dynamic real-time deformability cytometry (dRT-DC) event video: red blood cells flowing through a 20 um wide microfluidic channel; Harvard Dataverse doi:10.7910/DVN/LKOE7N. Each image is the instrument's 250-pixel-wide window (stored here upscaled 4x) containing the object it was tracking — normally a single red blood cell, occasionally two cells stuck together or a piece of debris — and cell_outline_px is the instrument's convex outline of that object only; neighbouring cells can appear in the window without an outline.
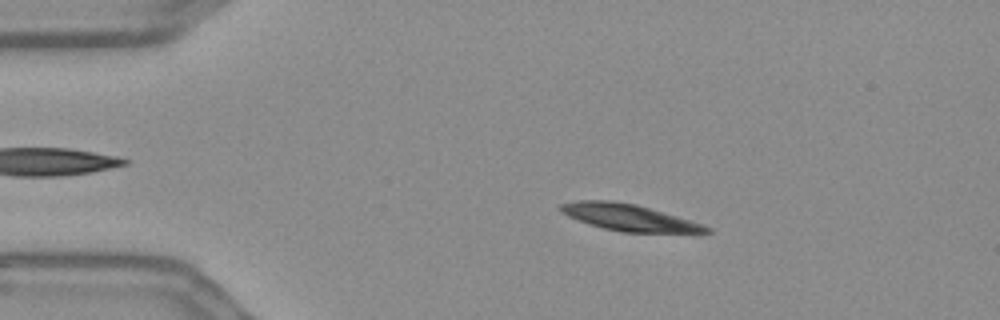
{"species": "Egyptian fruit bat (a non-hibernating species)", "species_latin": "Rousettus aegyptiacus", "temperature_condition": "warm", "stored_images_in_passage": 54, "camera_frame_rate_fps": 3000, "um_per_image_px": 0.085, "frame": {"image": 1, "passage_image": 9, "time_ms": 2.667, "image_size_px": [1000, 320], "cell_outline_px": [[712, 232], [620, 232], [588, 224], [568, 216], [560, 212], [556, 208], [560, 204], [576, 200], [612, 200], [636, 204], [704, 224], [712, 228]], "centroid_in_image_um": [53.4, 18.47], "position_along_channel_um": 31.6, "area_um2": 22.6}}
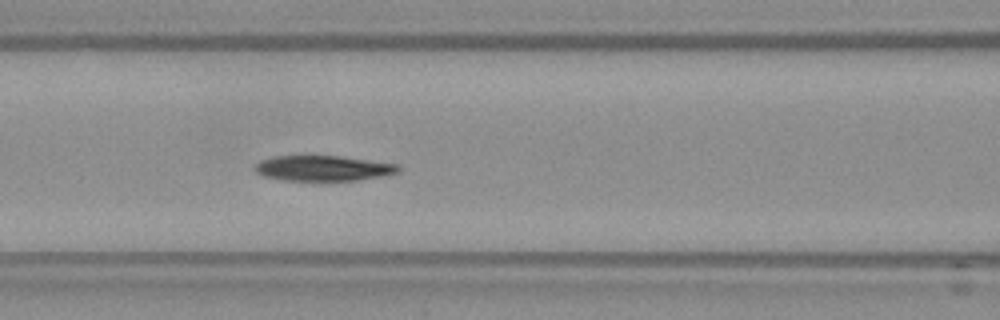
{"frame": {"image": 2, "passage_image": 22, "time_ms": 7.0, "image_size_px": [1000, 320], "cell_outline_px": [[400, 172], [384, 176], [360, 180], [284, 180], [264, 176], [256, 172], [252, 168], [260, 160], [272, 156], [304, 152], [340, 156], [400, 164]], "centroid_in_image_um": [27.43, 14.24], "position_along_channel_um": 139.2, "area_um2": 22.31}}
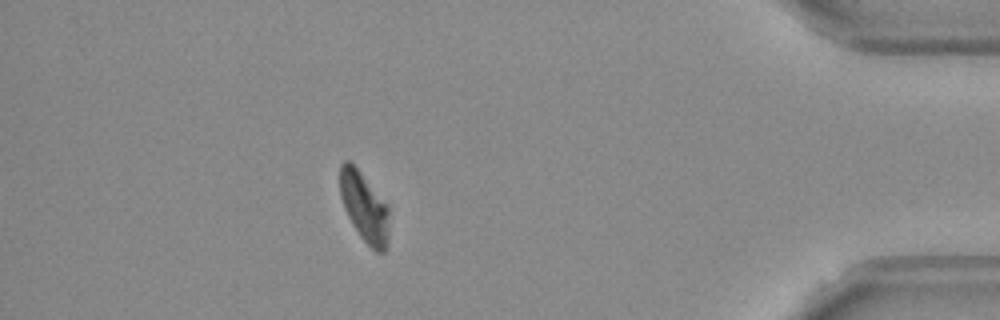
{"frame": {"image": 3, "passage_image": 48, "time_ms": 15.667, "image_size_px": [1000, 320], "cell_outline_px": [[388, 240], [384, 252], [376, 252], [360, 236], [352, 224], [344, 208], [340, 196], [340, 164], [344, 160], [348, 160], [360, 172], [388, 204]], "centroid_in_image_um": [30.96, 17.6], "position_along_channel_um": 404.2, "area_um2": 19.77}, "authors_computed_cell_mechanics": {"area_um2": 22.3108, "velocity_mm_per_s": 3.6084, "shape_relaxation_time_tau1_ms": 5.2022, "shape_relaxation_time_tau2_ms": null, "deformation_change_tau1": 0.156, "deformation_change_tau2": null}}